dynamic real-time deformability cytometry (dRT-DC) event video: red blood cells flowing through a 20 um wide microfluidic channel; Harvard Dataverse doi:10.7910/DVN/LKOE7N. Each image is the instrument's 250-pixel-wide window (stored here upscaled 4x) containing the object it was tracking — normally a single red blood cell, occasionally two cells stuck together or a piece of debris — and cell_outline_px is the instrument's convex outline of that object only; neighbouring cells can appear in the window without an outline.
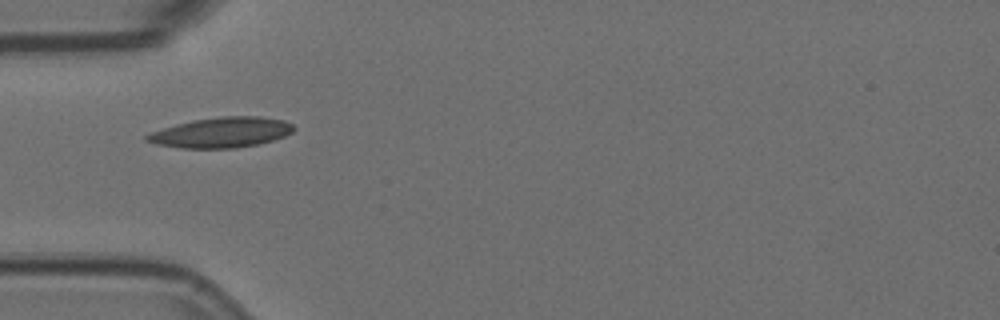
{"species": "Egyptian fruit bat (a non-hibernating species)", "species_latin": "Rousettus aegyptiacus", "temperature_condition": "room temperature", "stored_images_in_passage": 7, "camera_frame_rate_fps": 3000, "um_per_image_px": 0.085, "animal": {"sex": "female"}, "frame": {"image": 1, "passage_image": 5, "time_ms": 1.333, "image_size_px": [1000, 320], "cell_outline_px": [[296, 128], [292, 132], [284, 136], [272, 140], [256, 144], [236, 148], [184, 148], [156, 144], [144, 140], [144, 136], [152, 132], [176, 124], [192, 120], [220, 116], [260, 116], [284, 120], [292, 124]], "centroid_in_image_um": [18.82, 11.25], "position_along_channel_um": 66.2, "area_um2": 25.84}}
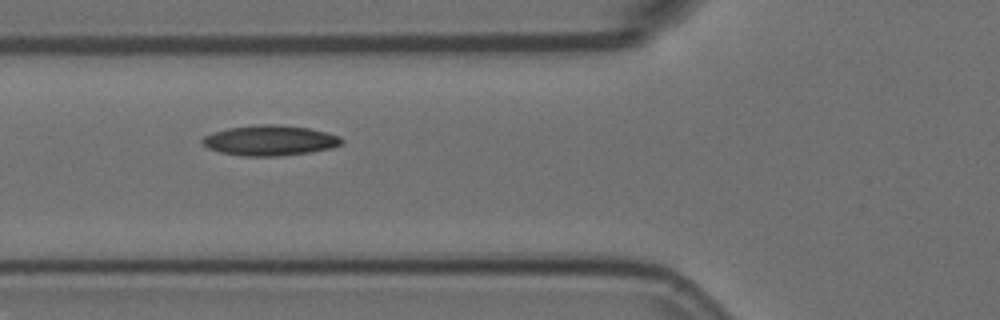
{"frame": {"image": 2, "passage_image": 6, "time_ms": 1.667, "image_size_px": [1000, 320], "cell_outline_px": [[344, 140], [340, 144], [332, 148], [308, 152], [276, 156], [244, 156], [220, 152], [208, 148], [200, 140], [204, 136], [212, 132], [228, 128], [260, 124], [280, 124], [308, 128], [340, 136]], "centroid_in_image_um": [22.92, 11.93], "position_along_channel_um": 102.9, "area_um2": 24.45}}
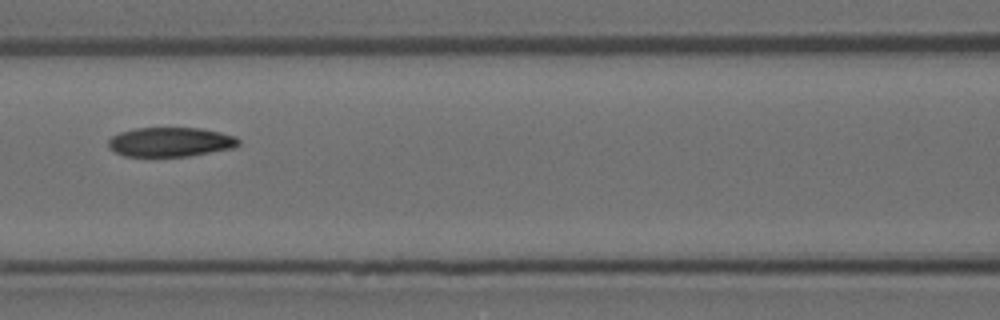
{"frame": {"image": 3, "passage_image": 7, "time_ms": 2.0, "image_size_px": [1000, 320], "cell_outline_px": [[240, 144], [232, 148], [188, 156], [124, 156], [108, 148], [108, 140], [112, 136], [120, 132], [136, 128], [200, 128], [220, 132], [236, 136], [240, 140]], "centroid_in_image_um": [14.48, 12.06], "position_along_channel_um": 152.1, "area_um2": 22.25}}